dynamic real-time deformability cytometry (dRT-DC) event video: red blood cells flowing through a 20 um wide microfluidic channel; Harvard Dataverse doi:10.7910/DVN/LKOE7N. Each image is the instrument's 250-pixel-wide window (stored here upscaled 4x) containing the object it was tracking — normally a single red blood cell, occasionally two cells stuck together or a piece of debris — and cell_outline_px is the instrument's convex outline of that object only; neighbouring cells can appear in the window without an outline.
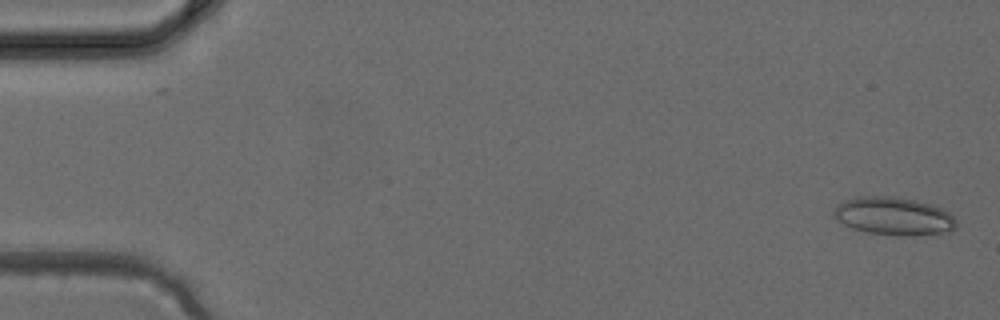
{"species": "common noctule bat (a hibernating species)", "species_latin": "Nyctalus noctula", "temperature_condition": "cold", "stored_images_in_passage": 4, "camera_frame_rate_fps": 3000, "um_per_image_px": 0.085, "animal": {"sex": "female", "body_mass_g": 24.6, "forearm_length_mm": 56.2}, "frame": {"image": 1, "passage_image": 4, "time_ms": 1.0, "image_size_px": [1000, 320], "cell_outline_px": [[956, 228], [952, 232], [912, 236], [868, 232], [852, 228], [836, 220], [832, 212], [840, 204], [856, 196], [896, 196], [916, 200], [940, 208], [948, 212], [956, 220]], "centroid_in_image_um": [75.99, 18.37], "position_along_channel_um": 9.0, "area_um2": 26.99}}